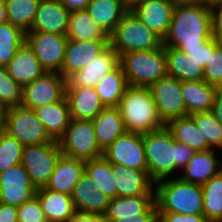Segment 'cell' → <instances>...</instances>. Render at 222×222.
Here are the masks:
<instances>
[{"mask_svg":"<svg viewBox=\"0 0 222 222\" xmlns=\"http://www.w3.org/2000/svg\"><path fill=\"white\" fill-rule=\"evenodd\" d=\"M143 144L148 175L154 183L180 174L195 153L189 146L176 141L166 126L144 133Z\"/></svg>","mask_w":222,"mask_h":222,"instance_id":"obj_1","label":"cell"},{"mask_svg":"<svg viewBox=\"0 0 222 222\" xmlns=\"http://www.w3.org/2000/svg\"><path fill=\"white\" fill-rule=\"evenodd\" d=\"M213 37L210 6L203 3L174 6L164 47L200 49Z\"/></svg>","mask_w":222,"mask_h":222,"instance_id":"obj_2","label":"cell"},{"mask_svg":"<svg viewBox=\"0 0 222 222\" xmlns=\"http://www.w3.org/2000/svg\"><path fill=\"white\" fill-rule=\"evenodd\" d=\"M155 201L158 212L203 215L201 185L182 181L179 177L156 182Z\"/></svg>","mask_w":222,"mask_h":222,"instance_id":"obj_3","label":"cell"},{"mask_svg":"<svg viewBox=\"0 0 222 222\" xmlns=\"http://www.w3.org/2000/svg\"><path fill=\"white\" fill-rule=\"evenodd\" d=\"M118 107L127 132L144 134L165 126L148 87L129 86Z\"/></svg>","mask_w":222,"mask_h":222,"instance_id":"obj_4","label":"cell"},{"mask_svg":"<svg viewBox=\"0 0 222 222\" xmlns=\"http://www.w3.org/2000/svg\"><path fill=\"white\" fill-rule=\"evenodd\" d=\"M119 65L132 87H149L167 75L164 45L149 51H133L119 56Z\"/></svg>","mask_w":222,"mask_h":222,"instance_id":"obj_5","label":"cell"},{"mask_svg":"<svg viewBox=\"0 0 222 222\" xmlns=\"http://www.w3.org/2000/svg\"><path fill=\"white\" fill-rule=\"evenodd\" d=\"M109 45L120 56L160 48L163 40L129 10L109 36Z\"/></svg>","mask_w":222,"mask_h":222,"instance_id":"obj_6","label":"cell"},{"mask_svg":"<svg viewBox=\"0 0 222 222\" xmlns=\"http://www.w3.org/2000/svg\"><path fill=\"white\" fill-rule=\"evenodd\" d=\"M62 155L91 160L103 156V150L97 143L92 120L71 118L64 135L58 140Z\"/></svg>","mask_w":222,"mask_h":222,"instance_id":"obj_7","label":"cell"},{"mask_svg":"<svg viewBox=\"0 0 222 222\" xmlns=\"http://www.w3.org/2000/svg\"><path fill=\"white\" fill-rule=\"evenodd\" d=\"M3 130L23 146L52 141L35 111L22 104L5 110Z\"/></svg>","mask_w":222,"mask_h":222,"instance_id":"obj_8","label":"cell"},{"mask_svg":"<svg viewBox=\"0 0 222 222\" xmlns=\"http://www.w3.org/2000/svg\"><path fill=\"white\" fill-rule=\"evenodd\" d=\"M61 155L60 145L56 140L24 146L21 164L37 189L46 186Z\"/></svg>","mask_w":222,"mask_h":222,"instance_id":"obj_9","label":"cell"},{"mask_svg":"<svg viewBox=\"0 0 222 222\" xmlns=\"http://www.w3.org/2000/svg\"><path fill=\"white\" fill-rule=\"evenodd\" d=\"M156 104L161 121L166 125L170 120L188 116L182 94V82L166 75L148 87Z\"/></svg>","mask_w":222,"mask_h":222,"instance_id":"obj_10","label":"cell"},{"mask_svg":"<svg viewBox=\"0 0 222 222\" xmlns=\"http://www.w3.org/2000/svg\"><path fill=\"white\" fill-rule=\"evenodd\" d=\"M67 79L57 72H45L23 87L22 105L30 109L56 103L65 98Z\"/></svg>","mask_w":222,"mask_h":222,"instance_id":"obj_11","label":"cell"},{"mask_svg":"<svg viewBox=\"0 0 222 222\" xmlns=\"http://www.w3.org/2000/svg\"><path fill=\"white\" fill-rule=\"evenodd\" d=\"M67 42L66 35L26 32V44L33 50L46 72H61Z\"/></svg>","mask_w":222,"mask_h":222,"instance_id":"obj_12","label":"cell"},{"mask_svg":"<svg viewBox=\"0 0 222 222\" xmlns=\"http://www.w3.org/2000/svg\"><path fill=\"white\" fill-rule=\"evenodd\" d=\"M103 157L111 164L148 171L141 133L126 131L103 151Z\"/></svg>","mask_w":222,"mask_h":222,"instance_id":"obj_13","label":"cell"},{"mask_svg":"<svg viewBox=\"0 0 222 222\" xmlns=\"http://www.w3.org/2000/svg\"><path fill=\"white\" fill-rule=\"evenodd\" d=\"M27 170L22 164L0 173V202L20 206L36 195Z\"/></svg>","mask_w":222,"mask_h":222,"instance_id":"obj_14","label":"cell"},{"mask_svg":"<svg viewBox=\"0 0 222 222\" xmlns=\"http://www.w3.org/2000/svg\"><path fill=\"white\" fill-rule=\"evenodd\" d=\"M174 5L170 0H139L130 11L162 40L171 25Z\"/></svg>","mask_w":222,"mask_h":222,"instance_id":"obj_15","label":"cell"},{"mask_svg":"<svg viewBox=\"0 0 222 222\" xmlns=\"http://www.w3.org/2000/svg\"><path fill=\"white\" fill-rule=\"evenodd\" d=\"M109 46V40H89L77 42L68 40L60 74L67 80Z\"/></svg>","mask_w":222,"mask_h":222,"instance_id":"obj_16","label":"cell"},{"mask_svg":"<svg viewBox=\"0 0 222 222\" xmlns=\"http://www.w3.org/2000/svg\"><path fill=\"white\" fill-rule=\"evenodd\" d=\"M119 65V56L109 45L101 54L74 73L68 80L66 87L94 88L101 78L107 76Z\"/></svg>","mask_w":222,"mask_h":222,"instance_id":"obj_17","label":"cell"},{"mask_svg":"<svg viewBox=\"0 0 222 222\" xmlns=\"http://www.w3.org/2000/svg\"><path fill=\"white\" fill-rule=\"evenodd\" d=\"M219 151L210 149L195 152L187 165L178 174L179 176L176 177L185 182L203 185L222 171V153L220 155Z\"/></svg>","mask_w":222,"mask_h":222,"instance_id":"obj_18","label":"cell"},{"mask_svg":"<svg viewBox=\"0 0 222 222\" xmlns=\"http://www.w3.org/2000/svg\"><path fill=\"white\" fill-rule=\"evenodd\" d=\"M70 13L59 0H40L32 28L28 32L66 35Z\"/></svg>","mask_w":222,"mask_h":222,"instance_id":"obj_19","label":"cell"},{"mask_svg":"<svg viewBox=\"0 0 222 222\" xmlns=\"http://www.w3.org/2000/svg\"><path fill=\"white\" fill-rule=\"evenodd\" d=\"M71 198L76 211L100 216L105 214L111 200L94 186L93 180L85 172L74 186Z\"/></svg>","mask_w":222,"mask_h":222,"instance_id":"obj_20","label":"cell"},{"mask_svg":"<svg viewBox=\"0 0 222 222\" xmlns=\"http://www.w3.org/2000/svg\"><path fill=\"white\" fill-rule=\"evenodd\" d=\"M112 172L116 182L117 197L155 195V183L150 179L148 171L112 164Z\"/></svg>","mask_w":222,"mask_h":222,"instance_id":"obj_21","label":"cell"},{"mask_svg":"<svg viewBox=\"0 0 222 222\" xmlns=\"http://www.w3.org/2000/svg\"><path fill=\"white\" fill-rule=\"evenodd\" d=\"M84 172L85 160L61 155L45 188L71 196Z\"/></svg>","mask_w":222,"mask_h":222,"instance_id":"obj_22","label":"cell"},{"mask_svg":"<svg viewBox=\"0 0 222 222\" xmlns=\"http://www.w3.org/2000/svg\"><path fill=\"white\" fill-rule=\"evenodd\" d=\"M65 98L73 119L92 120L105 108L92 87H66Z\"/></svg>","mask_w":222,"mask_h":222,"instance_id":"obj_23","label":"cell"},{"mask_svg":"<svg viewBox=\"0 0 222 222\" xmlns=\"http://www.w3.org/2000/svg\"><path fill=\"white\" fill-rule=\"evenodd\" d=\"M5 67L11 78L22 88L46 72L26 42Z\"/></svg>","mask_w":222,"mask_h":222,"instance_id":"obj_24","label":"cell"},{"mask_svg":"<svg viewBox=\"0 0 222 222\" xmlns=\"http://www.w3.org/2000/svg\"><path fill=\"white\" fill-rule=\"evenodd\" d=\"M86 10L91 19L110 36L130 7L123 0H90Z\"/></svg>","mask_w":222,"mask_h":222,"instance_id":"obj_25","label":"cell"},{"mask_svg":"<svg viewBox=\"0 0 222 222\" xmlns=\"http://www.w3.org/2000/svg\"><path fill=\"white\" fill-rule=\"evenodd\" d=\"M48 222H69L76 210L70 195L55 192L45 187L36 191Z\"/></svg>","mask_w":222,"mask_h":222,"instance_id":"obj_26","label":"cell"},{"mask_svg":"<svg viewBox=\"0 0 222 222\" xmlns=\"http://www.w3.org/2000/svg\"><path fill=\"white\" fill-rule=\"evenodd\" d=\"M92 122L97 143L103 151L126 132L119 107H105Z\"/></svg>","mask_w":222,"mask_h":222,"instance_id":"obj_27","label":"cell"},{"mask_svg":"<svg viewBox=\"0 0 222 222\" xmlns=\"http://www.w3.org/2000/svg\"><path fill=\"white\" fill-rule=\"evenodd\" d=\"M38 119L52 140L58 141L65 133L71 121L69 106L66 98L63 100L43 105L34 109Z\"/></svg>","mask_w":222,"mask_h":222,"instance_id":"obj_28","label":"cell"},{"mask_svg":"<svg viewBox=\"0 0 222 222\" xmlns=\"http://www.w3.org/2000/svg\"><path fill=\"white\" fill-rule=\"evenodd\" d=\"M215 93L216 87L204 80L182 82V94L189 115L212 111Z\"/></svg>","mask_w":222,"mask_h":222,"instance_id":"obj_29","label":"cell"},{"mask_svg":"<svg viewBox=\"0 0 222 222\" xmlns=\"http://www.w3.org/2000/svg\"><path fill=\"white\" fill-rule=\"evenodd\" d=\"M167 65V75L179 81L203 80L204 68L188 55L175 47H164Z\"/></svg>","mask_w":222,"mask_h":222,"instance_id":"obj_30","label":"cell"},{"mask_svg":"<svg viewBox=\"0 0 222 222\" xmlns=\"http://www.w3.org/2000/svg\"><path fill=\"white\" fill-rule=\"evenodd\" d=\"M155 202V195L115 197L111 199L105 214L106 222L144 213Z\"/></svg>","mask_w":222,"mask_h":222,"instance_id":"obj_31","label":"cell"},{"mask_svg":"<svg viewBox=\"0 0 222 222\" xmlns=\"http://www.w3.org/2000/svg\"><path fill=\"white\" fill-rule=\"evenodd\" d=\"M66 37L77 42L109 40V36L91 19L86 9L71 11Z\"/></svg>","mask_w":222,"mask_h":222,"instance_id":"obj_32","label":"cell"},{"mask_svg":"<svg viewBox=\"0 0 222 222\" xmlns=\"http://www.w3.org/2000/svg\"><path fill=\"white\" fill-rule=\"evenodd\" d=\"M165 126L176 141L189 146L195 152L212 149L207 144L204 135L197 129L194 119L190 115L172 119Z\"/></svg>","mask_w":222,"mask_h":222,"instance_id":"obj_33","label":"cell"},{"mask_svg":"<svg viewBox=\"0 0 222 222\" xmlns=\"http://www.w3.org/2000/svg\"><path fill=\"white\" fill-rule=\"evenodd\" d=\"M128 87L123 70L118 65L107 76L101 78L94 88L104 107H118Z\"/></svg>","mask_w":222,"mask_h":222,"instance_id":"obj_34","label":"cell"},{"mask_svg":"<svg viewBox=\"0 0 222 222\" xmlns=\"http://www.w3.org/2000/svg\"><path fill=\"white\" fill-rule=\"evenodd\" d=\"M85 173L110 199L117 197L112 164L103 156L85 161Z\"/></svg>","mask_w":222,"mask_h":222,"instance_id":"obj_35","label":"cell"},{"mask_svg":"<svg viewBox=\"0 0 222 222\" xmlns=\"http://www.w3.org/2000/svg\"><path fill=\"white\" fill-rule=\"evenodd\" d=\"M203 215L209 222H222V171L201 185Z\"/></svg>","mask_w":222,"mask_h":222,"instance_id":"obj_36","label":"cell"},{"mask_svg":"<svg viewBox=\"0 0 222 222\" xmlns=\"http://www.w3.org/2000/svg\"><path fill=\"white\" fill-rule=\"evenodd\" d=\"M7 9V22L22 29L25 33L32 28L40 0H4Z\"/></svg>","mask_w":222,"mask_h":222,"instance_id":"obj_37","label":"cell"},{"mask_svg":"<svg viewBox=\"0 0 222 222\" xmlns=\"http://www.w3.org/2000/svg\"><path fill=\"white\" fill-rule=\"evenodd\" d=\"M26 42V33L9 22L0 24V66H6Z\"/></svg>","mask_w":222,"mask_h":222,"instance_id":"obj_38","label":"cell"},{"mask_svg":"<svg viewBox=\"0 0 222 222\" xmlns=\"http://www.w3.org/2000/svg\"><path fill=\"white\" fill-rule=\"evenodd\" d=\"M190 116L194 119L197 129L204 135L207 144L212 149L222 152V124L213 112H198Z\"/></svg>","mask_w":222,"mask_h":222,"instance_id":"obj_39","label":"cell"},{"mask_svg":"<svg viewBox=\"0 0 222 222\" xmlns=\"http://www.w3.org/2000/svg\"><path fill=\"white\" fill-rule=\"evenodd\" d=\"M23 148L15 137L0 130V173L21 164Z\"/></svg>","mask_w":222,"mask_h":222,"instance_id":"obj_40","label":"cell"},{"mask_svg":"<svg viewBox=\"0 0 222 222\" xmlns=\"http://www.w3.org/2000/svg\"><path fill=\"white\" fill-rule=\"evenodd\" d=\"M23 88L9 75L5 66H0V105L6 110L22 104Z\"/></svg>","mask_w":222,"mask_h":222,"instance_id":"obj_41","label":"cell"},{"mask_svg":"<svg viewBox=\"0 0 222 222\" xmlns=\"http://www.w3.org/2000/svg\"><path fill=\"white\" fill-rule=\"evenodd\" d=\"M203 80L215 87L222 86V47L218 45L204 67Z\"/></svg>","mask_w":222,"mask_h":222,"instance_id":"obj_42","label":"cell"},{"mask_svg":"<svg viewBox=\"0 0 222 222\" xmlns=\"http://www.w3.org/2000/svg\"><path fill=\"white\" fill-rule=\"evenodd\" d=\"M17 211L18 222H48L36 195L18 206Z\"/></svg>","mask_w":222,"mask_h":222,"instance_id":"obj_43","label":"cell"},{"mask_svg":"<svg viewBox=\"0 0 222 222\" xmlns=\"http://www.w3.org/2000/svg\"><path fill=\"white\" fill-rule=\"evenodd\" d=\"M219 45V41L216 37L210 38L200 49L195 50H181L188 55L189 60H194L201 67H205L210 58V53L214 52V49Z\"/></svg>","mask_w":222,"mask_h":222,"instance_id":"obj_44","label":"cell"},{"mask_svg":"<svg viewBox=\"0 0 222 222\" xmlns=\"http://www.w3.org/2000/svg\"><path fill=\"white\" fill-rule=\"evenodd\" d=\"M160 222H209L204 215H186L175 212H158Z\"/></svg>","mask_w":222,"mask_h":222,"instance_id":"obj_45","label":"cell"},{"mask_svg":"<svg viewBox=\"0 0 222 222\" xmlns=\"http://www.w3.org/2000/svg\"><path fill=\"white\" fill-rule=\"evenodd\" d=\"M158 208L156 201L142 214L122 219L111 220L110 222H157Z\"/></svg>","mask_w":222,"mask_h":222,"instance_id":"obj_46","label":"cell"},{"mask_svg":"<svg viewBox=\"0 0 222 222\" xmlns=\"http://www.w3.org/2000/svg\"><path fill=\"white\" fill-rule=\"evenodd\" d=\"M212 33L217 39L222 35V2L210 7Z\"/></svg>","mask_w":222,"mask_h":222,"instance_id":"obj_47","label":"cell"},{"mask_svg":"<svg viewBox=\"0 0 222 222\" xmlns=\"http://www.w3.org/2000/svg\"><path fill=\"white\" fill-rule=\"evenodd\" d=\"M0 222H18L17 206L0 202Z\"/></svg>","mask_w":222,"mask_h":222,"instance_id":"obj_48","label":"cell"},{"mask_svg":"<svg viewBox=\"0 0 222 222\" xmlns=\"http://www.w3.org/2000/svg\"><path fill=\"white\" fill-rule=\"evenodd\" d=\"M69 222H106L103 216L76 211Z\"/></svg>","mask_w":222,"mask_h":222,"instance_id":"obj_49","label":"cell"},{"mask_svg":"<svg viewBox=\"0 0 222 222\" xmlns=\"http://www.w3.org/2000/svg\"><path fill=\"white\" fill-rule=\"evenodd\" d=\"M212 112L215 118L222 124V86L216 87Z\"/></svg>","mask_w":222,"mask_h":222,"instance_id":"obj_50","label":"cell"},{"mask_svg":"<svg viewBox=\"0 0 222 222\" xmlns=\"http://www.w3.org/2000/svg\"><path fill=\"white\" fill-rule=\"evenodd\" d=\"M70 11L87 9L90 0H59Z\"/></svg>","mask_w":222,"mask_h":222,"instance_id":"obj_51","label":"cell"},{"mask_svg":"<svg viewBox=\"0 0 222 222\" xmlns=\"http://www.w3.org/2000/svg\"><path fill=\"white\" fill-rule=\"evenodd\" d=\"M7 22V9L4 0H0V24Z\"/></svg>","mask_w":222,"mask_h":222,"instance_id":"obj_52","label":"cell"},{"mask_svg":"<svg viewBox=\"0 0 222 222\" xmlns=\"http://www.w3.org/2000/svg\"><path fill=\"white\" fill-rule=\"evenodd\" d=\"M174 6L200 4L202 0H170Z\"/></svg>","mask_w":222,"mask_h":222,"instance_id":"obj_53","label":"cell"},{"mask_svg":"<svg viewBox=\"0 0 222 222\" xmlns=\"http://www.w3.org/2000/svg\"><path fill=\"white\" fill-rule=\"evenodd\" d=\"M5 109L0 105V130L3 129Z\"/></svg>","mask_w":222,"mask_h":222,"instance_id":"obj_54","label":"cell"},{"mask_svg":"<svg viewBox=\"0 0 222 222\" xmlns=\"http://www.w3.org/2000/svg\"><path fill=\"white\" fill-rule=\"evenodd\" d=\"M222 2V0H202V3L207 5V6H212L216 3Z\"/></svg>","mask_w":222,"mask_h":222,"instance_id":"obj_55","label":"cell"},{"mask_svg":"<svg viewBox=\"0 0 222 222\" xmlns=\"http://www.w3.org/2000/svg\"><path fill=\"white\" fill-rule=\"evenodd\" d=\"M129 7H131L134 3L138 2L139 0H123Z\"/></svg>","mask_w":222,"mask_h":222,"instance_id":"obj_56","label":"cell"},{"mask_svg":"<svg viewBox=\"0 0 222 222\" xmlns=\"http://www.w3.org/2000/svg\"><path fill=\"white\" fill-rule=\"evenodd\" d=\"M219 45L222 47V35L218 38Z\"/></svg>","mask_w":222,"mask_h":222,"instance_id":"obj_57","label":"cell"}]
</instances>
